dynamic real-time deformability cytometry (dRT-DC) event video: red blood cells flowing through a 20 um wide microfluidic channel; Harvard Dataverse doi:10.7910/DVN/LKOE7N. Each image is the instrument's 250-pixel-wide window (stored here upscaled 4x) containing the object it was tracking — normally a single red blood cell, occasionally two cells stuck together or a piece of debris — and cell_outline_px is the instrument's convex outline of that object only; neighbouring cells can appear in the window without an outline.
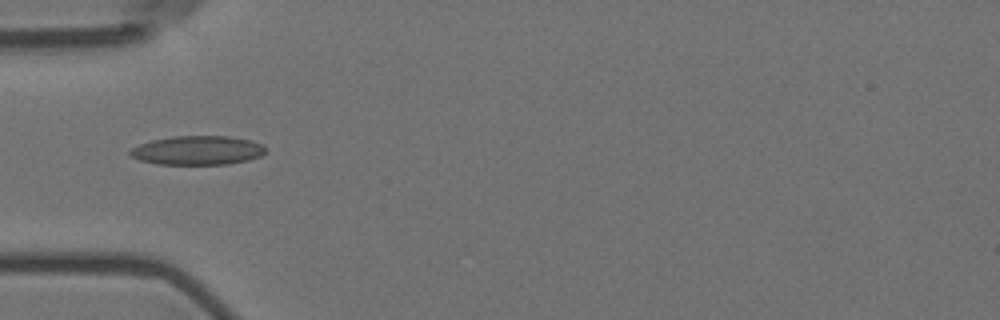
{"species": "Egyptian fruit bat (a non-hibernating species)", "species_latin": "Rousettus aegyptiacus", "temperature_condition": "room temperature", "stored_images_in_passage": 13, "camera_frame_rate_fps": 3000, "um_per_image_px": 0.085, "animal": {"sex": "female"}, "frame": {"image": 1, "passage_image": 3, "time_ms": 0.667, "image_size_px": [1000, 320], "cell_outline_px": [[264, 152], [260, 156], [248, 160], [228, 164], [156, 164], [140, 160], [132, 156], [128, 152], [132, 148], [140, 144], [152, 140], [172, 136], [228, 136], [252, 140], [264, 144]], "centroid_in_image_um": [16.8, 12.77], "position_along_channel_um": 68.2, "area_um2": 22.89}}
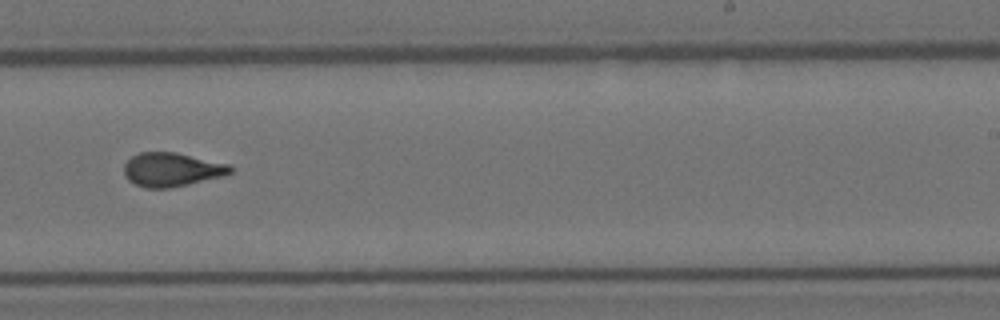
{"frame": {"image": 2, "passage_image": 8, "time_ms": 2.333, "image_size_px": [1000, 320], "cell_outline_px": [[236, 168], [232, 172], [224, 176], [188, 184], [168, 188], [144, 188], [128, 180], [124, 176], [124, 164], [132, 156], [140, 152], [176, 152], [228, 164]], "centroid_in_image_um": [14.6, 14.41], "position_along_channel_um": 274.4, "area_um2": 21.04}}
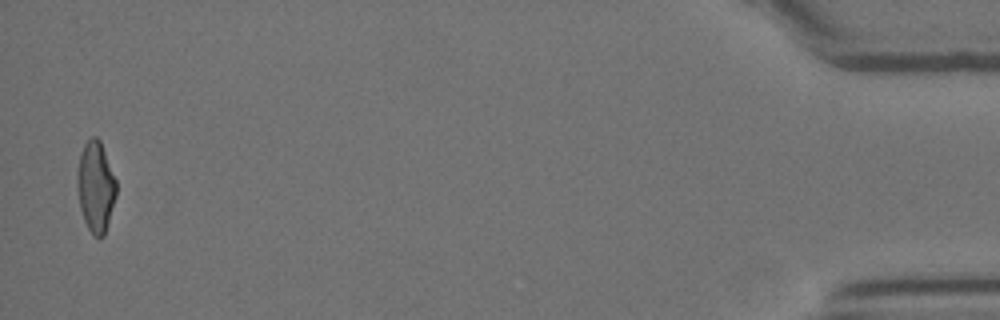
{"frame": {"image": 3, "passage_image": 13, "time_ms": 4.0, "image_size_px": [1000, 320], "cell_outline_px": [[116, 196], [104, 236], [92, 236], [84, 220], [80, 208], [76, 188], [76, 176], [80, 152], [84, 144], [92, 136], [96, 136], [100, 140], [116, 180]], "centroid_in_image_um": [8.11, 15.86], "position_along_channel_um": 427.1, "area_um2": 20.75}}